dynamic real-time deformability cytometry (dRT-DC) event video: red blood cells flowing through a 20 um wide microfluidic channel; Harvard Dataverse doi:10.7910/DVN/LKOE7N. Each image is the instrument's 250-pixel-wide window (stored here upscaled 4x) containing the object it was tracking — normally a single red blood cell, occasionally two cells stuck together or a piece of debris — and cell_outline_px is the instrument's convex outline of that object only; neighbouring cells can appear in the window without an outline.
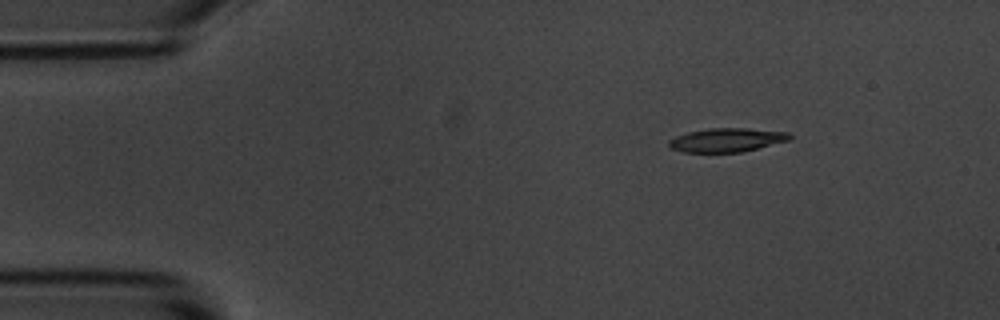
{"species": "common noctule bat (a hibernating species)", "species_latin": "Nyctalus noctula", "temperature_condition": "room temperature", "stored_images_in_passage": 4, "camera_frame_rate_fps": 3000, "um_per_image_px": 0.085, "animal": {"sex": "male", "body_mass_g": 20.1, "forearm_length_mm": 53.5}, "frame": {"image": 1, "passage_image": 1, "time_ms": 0.0, "image_size_px": [1000, 320], "cell_outline_px": [[792, 140], [740, 152], [684, 152], [672, 148], [668, 144], [668, 140], [676, 136], [688, 132], [708, 128], [748, 128], [788, 132], [792, 136]], "centroid_in_image_um": [61.81, 11.89], "position_along_channel_um": 23.2, "area_um2": 16.76}}
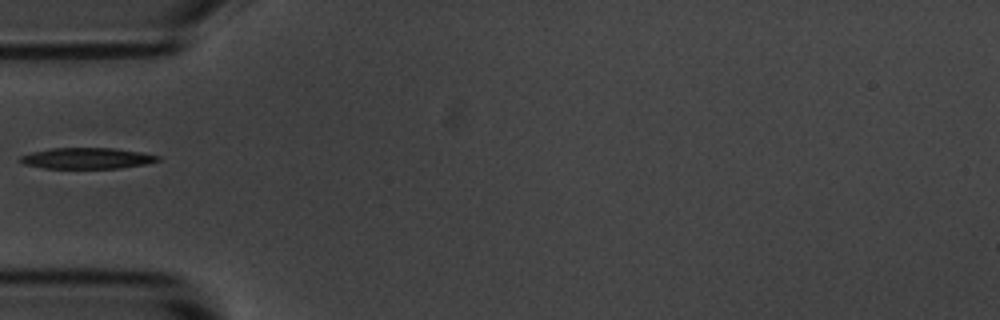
{"frame": {"image": 2, "passage_image": 4, "time_ms": 3.333, "image_size_px": [1000, 320], "cell_outline_px": [[160, 160], [148, 164], [116, 168], [44, 168], [24, 164], [20, 160], [20, 156], [32, 152], [52, 148], [112, 148], [140, 152], [160, 156]], "centroid_in_image_um": [7.41, 13.45], "position_along_channel_um": 77.6, "area_um2": 16.7}}